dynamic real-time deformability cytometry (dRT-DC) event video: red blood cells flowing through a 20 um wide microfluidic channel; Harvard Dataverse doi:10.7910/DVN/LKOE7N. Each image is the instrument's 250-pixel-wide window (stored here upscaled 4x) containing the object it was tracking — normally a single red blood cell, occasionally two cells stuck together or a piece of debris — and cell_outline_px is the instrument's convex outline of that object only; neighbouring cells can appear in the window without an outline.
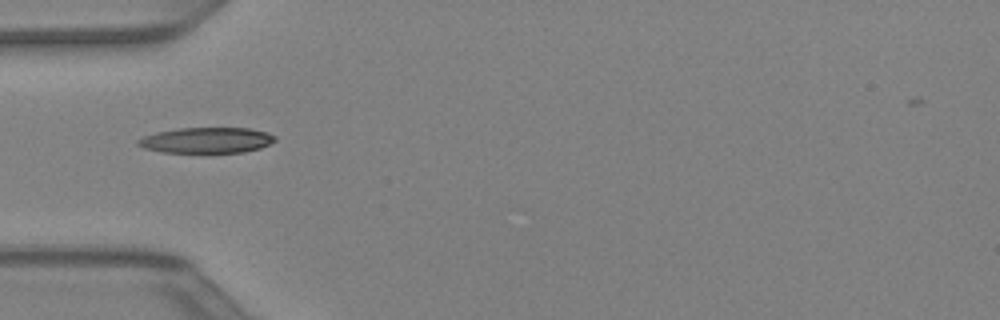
{"species": "Egyptian fruit bat (a non-hibernating species)", "species_latin": "Rousettus aegyptiacus", "temperature_condition": "warm", "stored_images_in_passage": 30, "camera_frame_rate_fps": 3000, "um_per_image_px": 0.085, "animal": {"sex": "female"}, "frame": {"image": 1, "passage_image": 1, "time_ms": 0.0, "image_size_px": [1000, 320], "cell_outline_px": [[276, 140], [260, 148], [244, 152], [160, 152], [144, 148], [136, 144], [136, 140], [144, 136], [156, 132], [180, 128], [252, 128], [268, 132], [276, 136]], "centroid_in_image_um": [17.56, 11.91], "position_along_channel_um": 67.4, "area_um2": 20.52}}
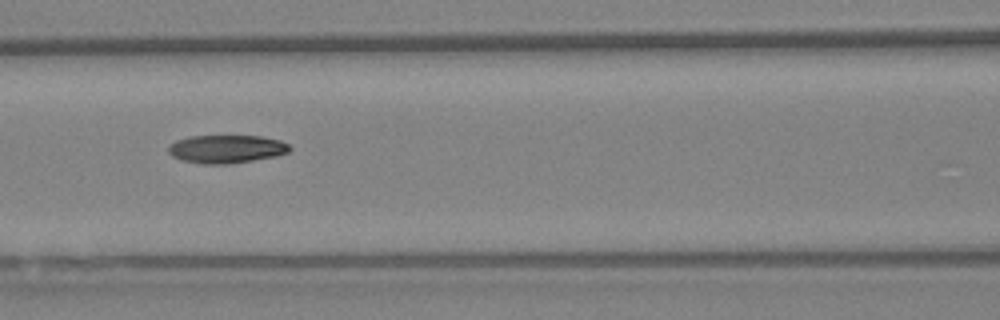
{"frame": {"image": 2, "passage_image": 6, "time_ms": 1.667, "image_size_px": [1000, 320], "cell_outline_px": [[292, 148], [288, 152], [276, 156], [228, 164], [204, 164], [184, 160], [172, 156], [168, 152], [168, 148], [176, 140], [188, 136], [260, 136], [280, 140], [288, 144]], "centroid_in_image_um": [19.26, 12.66], "position_along_channel_um": 147.3, "area_um2": 19.77}}
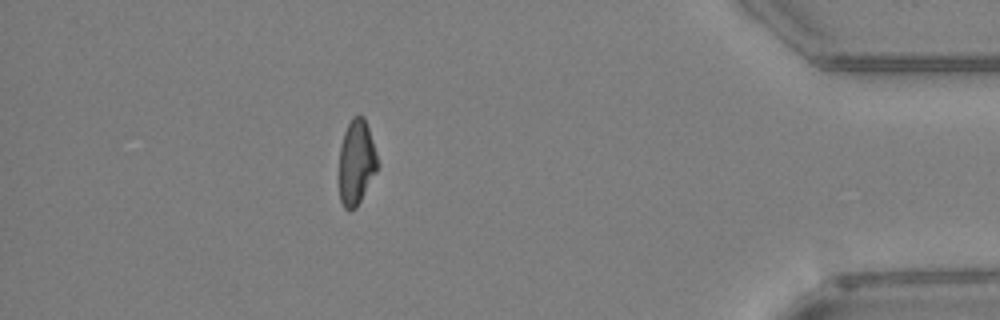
{"frame": {"image": 3, "passage_image": 25, "time_ms": 8.0, "image_size_px": [1000, 320], "cell_outline_px": [[380, 164], [376, 172], [356, 208], [348, 212], [344, 208], [340, 200], [340, 148], [344, 132], [352, 116], [364, 116]], "centroid_in_image_um": [30.3, 13.82], "position_along_channel_um": 404.9, "area_um2": 18.96}}